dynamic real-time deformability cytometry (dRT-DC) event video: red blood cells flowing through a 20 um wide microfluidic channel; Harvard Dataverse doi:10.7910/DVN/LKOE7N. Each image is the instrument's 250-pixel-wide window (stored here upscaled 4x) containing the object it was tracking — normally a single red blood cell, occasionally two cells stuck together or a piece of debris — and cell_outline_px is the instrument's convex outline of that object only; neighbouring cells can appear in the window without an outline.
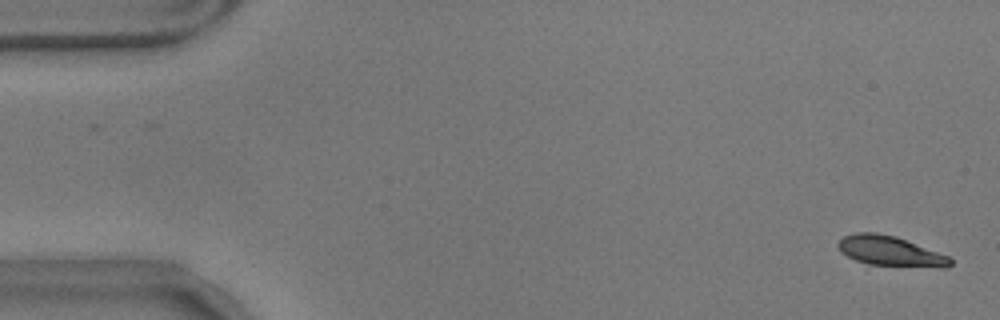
{"species": "common noctule bat (a hibernating species)", "species_latin": "Nyctalus noctula", "temperature_condition": "warm", "stored_images_in_passage": 14, "camera_frame_rate_fps": 3000, "um_per_image_px": 0.085, "animal": {"sex": "male", "body_mass_g": 17.9}, "frame": {"image": 1, "passage_image": 1, "time_ms": 0.0, "image_size_px": [1000, 320], "cell_outline_px": [[952, 264], [948, 268], [944, 268], [868, 264], [856, 260], [840, 252], [836, 244], [844, 236], [856, 232], [876, 232], [896, 236], [948, 256], [952, 260]], "centroid_in_image_um": [75.66, 21.34], "position_along_channel_um": 9.3, "area_um2": 19.59}}
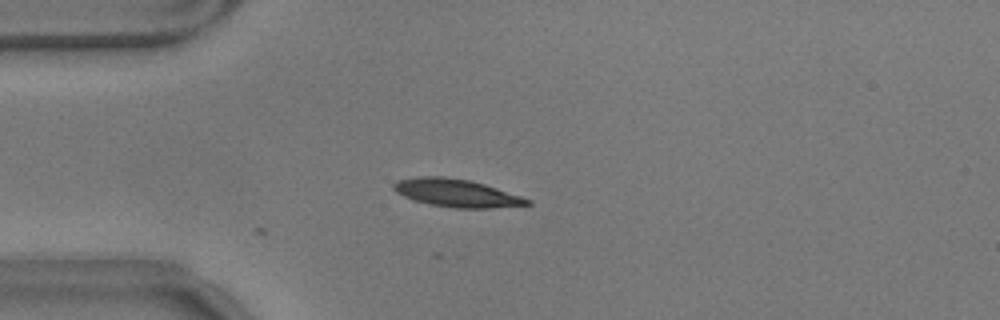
{"frame": {"image": 2, "passage_image": 14, "time_ms": 4.333, "image_size_px": [1000, 320], "cell_outline_px": [[532, 204], [488, 208], [456, 208], [432, 204], [412, 200], [396, 192], [392, 188], [392, 184], [396, 180], [416, 176], [444, 176], [468, 180], [484, 184], [532, 200]], "centroid_in_image_um": [38.75, 16.39], "position_along_channel_um": 46.3, "area_um2": 21.56}}